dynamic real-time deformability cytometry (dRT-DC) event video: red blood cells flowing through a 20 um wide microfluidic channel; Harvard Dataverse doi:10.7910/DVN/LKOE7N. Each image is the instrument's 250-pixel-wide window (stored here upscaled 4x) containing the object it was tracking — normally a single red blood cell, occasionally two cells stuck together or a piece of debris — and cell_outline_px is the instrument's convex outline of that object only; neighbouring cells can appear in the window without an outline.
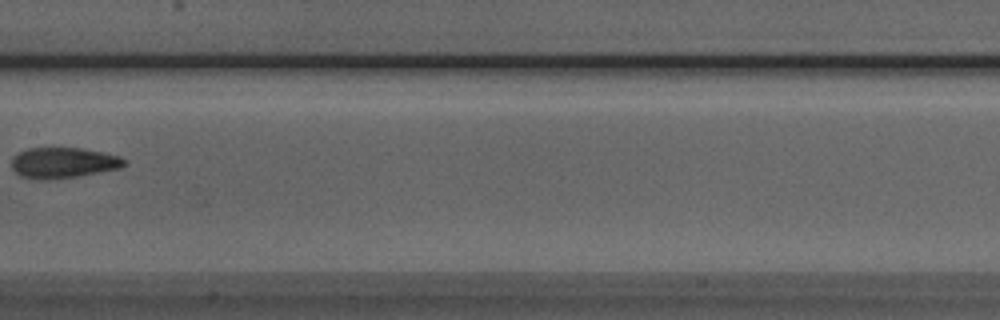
{"species": "Egyptian fruit bat (a non-hibernating species)", "species_latin": "Rousettus aegyptiacus", "temperature_condition": "room temperature", "stored_images_in_passage": 5, "camera_frame_rate_fps": 3000, "um_per_image_px": 0.085, "animal": {"sex": "male"}, "frame": {"image": 1, "passage_image": 5, "time_ms": 5.667, "image_size_px": [1000, 320], "cell_outline_px": [[128, 164], [120, 168], [76, 176], [48, 180], [32, 180], [20, 176], [12, 168], [12, 156], [28, 148], [80, 148], [120, 156], [128, 160]], "centroid_in_image_um": [5.37, 13.84], "position_along_channel_um": 202.0, "area_um2": 20.23}}